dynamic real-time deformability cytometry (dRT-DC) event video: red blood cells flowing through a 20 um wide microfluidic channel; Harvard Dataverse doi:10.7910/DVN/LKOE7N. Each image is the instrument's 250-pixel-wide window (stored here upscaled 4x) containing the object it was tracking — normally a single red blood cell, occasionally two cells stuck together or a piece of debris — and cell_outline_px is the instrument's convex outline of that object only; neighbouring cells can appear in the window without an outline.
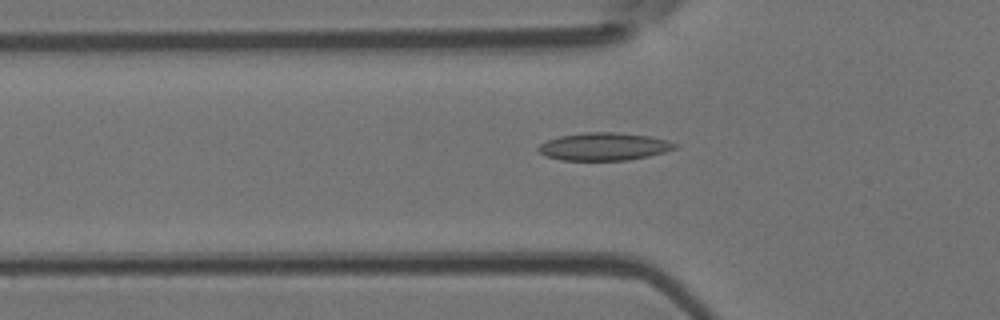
{"species": "Egyptian fruit bat (a non-hibernating species)", "species_latin": "Rousettus aegyptiacus", "temperature_condition": "room temperature", "stored_images_in_passage": 46, "camera_frame_rate_fps": 3000, "um_per_image_px": 0.085, "animal": {"sex": "female"}, "frame": {"image": 1, "passage_image": 17, "time_ms": 5.333, "image_size_px": [1000, 320], "cell_outline_px": [[680, 144], [676, 148], [664, 152], [648, 156], [628, 160], [560, 160], [548, 156], [540, 152], [536, 148], [540, 144], [548, 140], [560, 136], [584, 132], [616, 132], [648, 136], [668, 140]], "centroid_in_image_um": [51.37, 12.45], "position_along_channel_um": 74.4, "area_um2": 22.02}}
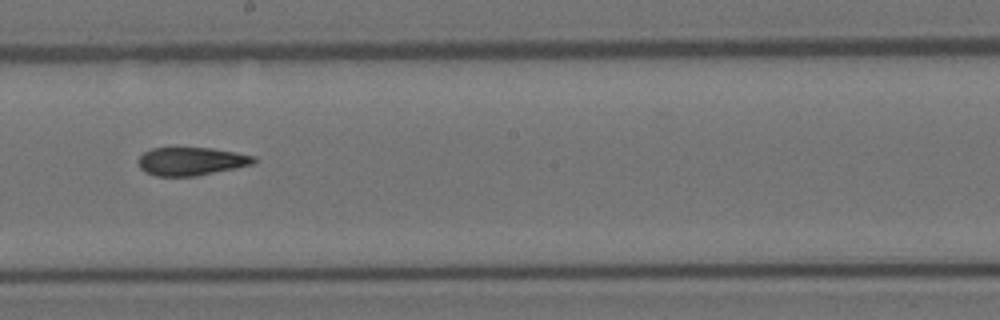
{"frame": {"image": 2, "passage_image": 29, "time_ms": 9.333, "image_size_px": [1000, 320], "cell_outline_px": [[256, 160], [252, 164], [236, 168], [196, 176], [156, 176], [144, 172], [140, 168], [136, 160], [144, 152], [152, 148], [212, 148], [236, 152], [256, 156]], "centroid_in_image_um": [16.23, 13.71], "position_along_channel_um": 232.0, "area_um2": 19.07}}
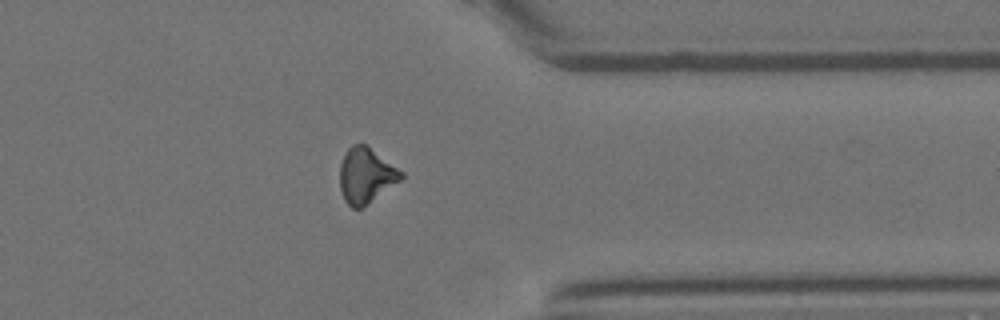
{"frame": {"image": 3, "passage_image": 41, "time_ms": 13.333, "image_size_px": [1000, 320], "cell_outline_px": [[404, 176], [400, 180], [364, 208], [352, 208], [344, 200], [340, 188], [340, 164], [348, 148], [352, 144], [364, 144], [404, 172]], "centroid_in_image_um": [31.1, 14.95], "position_along_channel_um": 380.3, "area_um2": 19.65}, "authors_computed_cell_mechanics": {"area_um2": 20.1144, "velocity_mm_per_s": 3.9176, "shape_relaxation_time_tau1_ms": null, "shape_relaxation_time_tau2_ms": 4.3647, "deformation_change_tau1": null, "deformation_change_tau2": 0.1222}}